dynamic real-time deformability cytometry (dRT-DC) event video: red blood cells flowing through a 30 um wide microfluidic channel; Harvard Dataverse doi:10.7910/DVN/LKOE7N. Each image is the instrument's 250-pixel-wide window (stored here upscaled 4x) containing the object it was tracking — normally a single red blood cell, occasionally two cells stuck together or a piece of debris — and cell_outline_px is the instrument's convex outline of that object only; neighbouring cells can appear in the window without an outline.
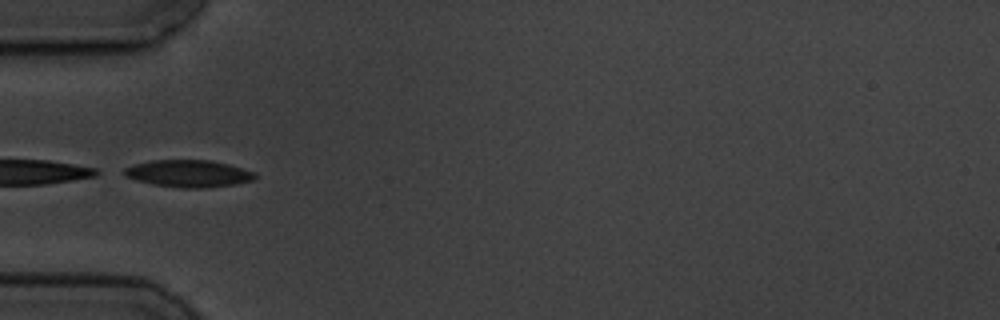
{"species": "common noctule bat (a hibernating species)", "species_latin": "Nyctalus noctula", "temperature_condition": "cold", "stored_images_in_passage": 9, "camera_frame_rate_fps": 3000, "um_per_image_px": 0.085, "animal": {"sex": "male", "body_mass_g": 19.5, "forearm_length_mm": 54.6}, "frame": {"image": 1, "passage_image": 4, "time_ms": 3.667, "image_size_px": [1000, 320], "cell_outline_px": [[256, 180], [236, 184], [208, 188], [180, 188], [152, 184], [136, 180], [124, 176], [116, 172], [124, 168], [136, 164], [152, 160], [212, 160], [228, 164], [256, 172]], "centroid_in_image_um": [16.0, 14.76], "position_along_channel_um": 69.0, "area_um2": 21.1}}
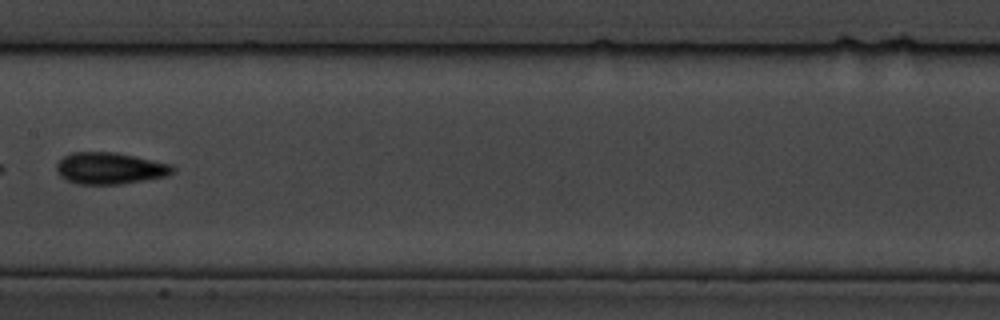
{"frame": {"image": 2, "passage_image": 7, "time_ms": 7.333, "image_size_px": [1000, 320], "cell_outline_px": [[176, 168], [168, 176], [120, 184], [76, 184], [60, 176], [56, 172], [56, 164], [64, 156], [72, 152], [116, 152], [172, 164]], "centroid_in_image_um": [9.34, 14.3], "position_along_channel_um": 198.1, "area_um2": 21.5}}
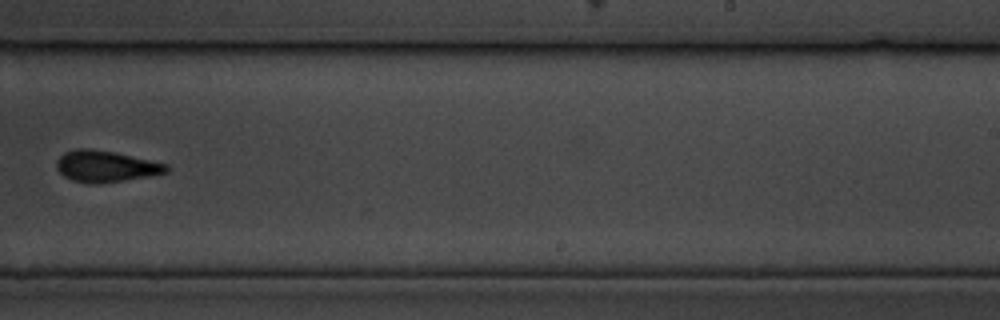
{"frame": {"image": 3, "passage_image": 9, "time_ms": 9.667, "image_size_px": [1000, 320], "cell_outline_px": [[168, 172], [152, 176], [100, 184], [88, 184], [72, 180], [64, 176], [56, 168], [56, 160], [64, 152], [76, 148], [88, 148], [116, 152], [168, 164]], "centroid_in_image_um": [8.98, 14.14], "position_along_channel_um": 280.0, "area_um2": 20.4}}